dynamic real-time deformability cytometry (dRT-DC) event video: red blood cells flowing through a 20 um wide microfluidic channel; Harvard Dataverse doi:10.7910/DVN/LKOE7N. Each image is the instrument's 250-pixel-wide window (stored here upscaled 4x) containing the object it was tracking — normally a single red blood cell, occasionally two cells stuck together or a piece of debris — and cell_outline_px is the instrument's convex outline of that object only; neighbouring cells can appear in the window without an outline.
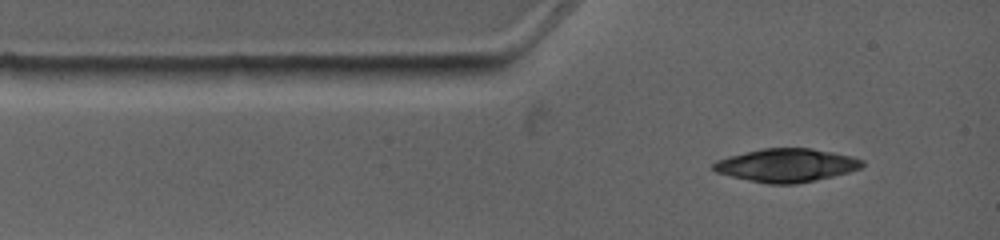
{"species": "common noctule bat (a hibernating species)", "species_latin": "Nyctalus noctula", "temperature_condition": "warm", "stored_images_in_passage": 1, "camera_frame_rate_fps": 4500, "um_per_image_px": 0.085, "animal": {"sex": "female", "body_mass_g": 19.0, "forearm_length_mm": 53.3}, "frame": {"image": 1, "passage_image": 1, "time_ms": 0.0, "image_size_px": [1000, 240], "cell_outline_px": [[864, 164], [860, 168], [848, 172], [816, 180], [796, 184], [768, 184], [748, 180], [716, 172], [712, 168], [712, 164], [716, 160], [728, 156], [744, 152], [764, 148], [812, 148], [852, 156], [864, 160]], "centroid_in_image_um": [66.84, 14.04], "position_along_channel_um": 18.2, "area_um2": 28.84}}